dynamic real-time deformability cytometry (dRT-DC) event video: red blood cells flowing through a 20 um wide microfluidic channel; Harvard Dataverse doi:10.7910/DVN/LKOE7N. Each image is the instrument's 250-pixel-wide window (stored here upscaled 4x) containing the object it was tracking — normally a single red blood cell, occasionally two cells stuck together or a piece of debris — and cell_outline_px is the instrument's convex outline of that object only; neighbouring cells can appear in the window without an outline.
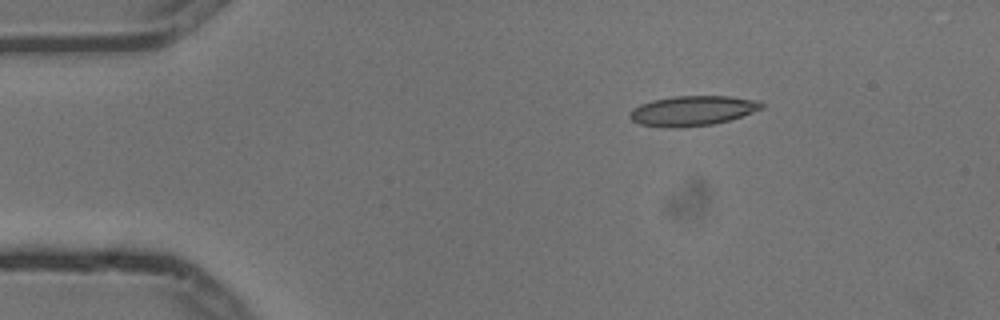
{"species": "common noctule bat (a hibernating species)", "species_latin": "Nyctalus noctula", "temperature_condition": "cold", "stored_images_in_passage": 3, "camera_frame_rate_fps": 3000, "um_per_image_px": 0.085, "animal": {"sex": "male", "body_mass_g": 13.3}, "frame": {"image": 1, "passage_image": 1, "time_ms": 0.0, "image_size_px": [1000, 320], "cell_outline_px": [[764, 108], [728, 120], [712, 124], [680, 128], [668, 128], [640, 124], [632, 120], [628, 116], [632, 108], [640, 104], [652, 100], [672, 96], [728, 96], [760, 100], [764, 104]], "centroid_in_image_um": [58.84, 9.41], "position_along_channel_um": 26.2, "area_um2": 23.12}}